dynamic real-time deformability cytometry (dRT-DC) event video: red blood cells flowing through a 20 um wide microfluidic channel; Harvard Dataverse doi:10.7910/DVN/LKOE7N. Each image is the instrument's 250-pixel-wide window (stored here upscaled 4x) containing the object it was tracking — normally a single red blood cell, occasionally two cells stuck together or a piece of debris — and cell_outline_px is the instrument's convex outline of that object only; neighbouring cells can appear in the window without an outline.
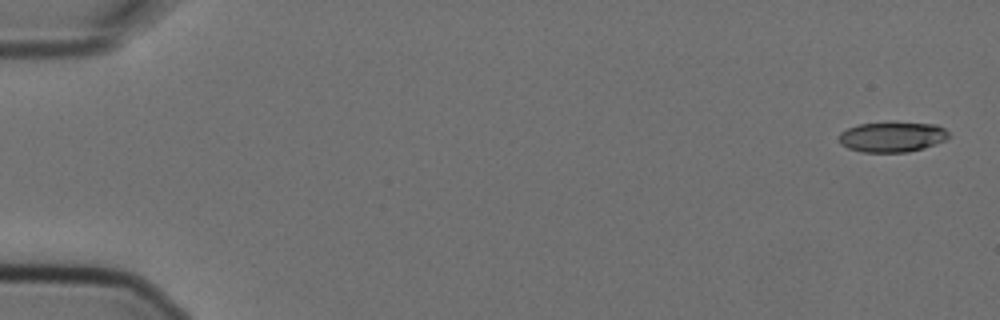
{"species": "Egyptian fruit bat (a non-hibernating species)", "species_latin": "Rousettus aegyptiacus", "temperature_condition": "cold", "stored_images_in_passage": 9, "camera_frame_rate_fps": 3000, "um_per_image_px": 0.085, "animal": {"sex": "female"}, "frame": {"image": 1, "passage_image": 1, "time_ms": 0.0, "image_size_px": [1000, 320], "cell_outline_px": [[948, 136], [944, 140], [936, 144], [924, 148], [908, 152], [860, 152], [848, 148], [840, 144], [840, 132], [848, 128], [860, 124], [888, 120], [936, 124], [944, 128], [948, 132]], "centroid_in_image_um": [75.83, 11.6], "position_along_channel_um": 9.2, "area_um2": 19.88}}
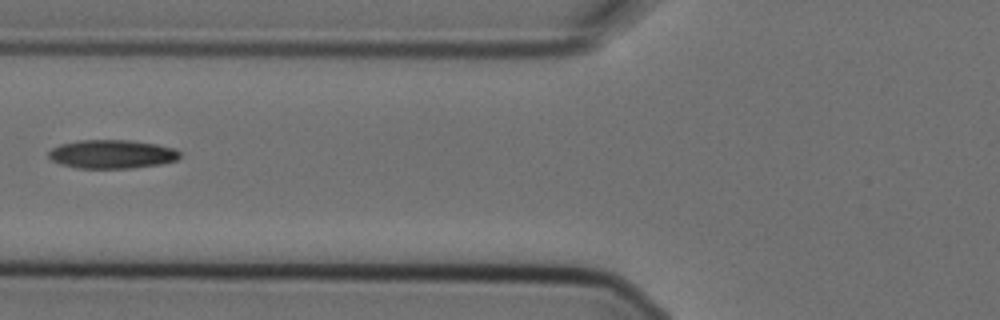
{"frame": {"image": 2, "passage_image": 6, "time_ms": 1.667, "image_size_px": [1000, 320], "cell_outline_px": [[180, 156], [176, 160], [160, 164], [132, 168], [76, 168], [60, 164], [52, 160], [48, 156], [48, 152], [52, 148], [60, 144], [76, 140], [132, 140], [156, 144], [176, 148], [180, 152]], "centroid_in_image_um": [9.51, 13.09], "position_along_channel_um": 116.3, "area_um2": 22.08}}
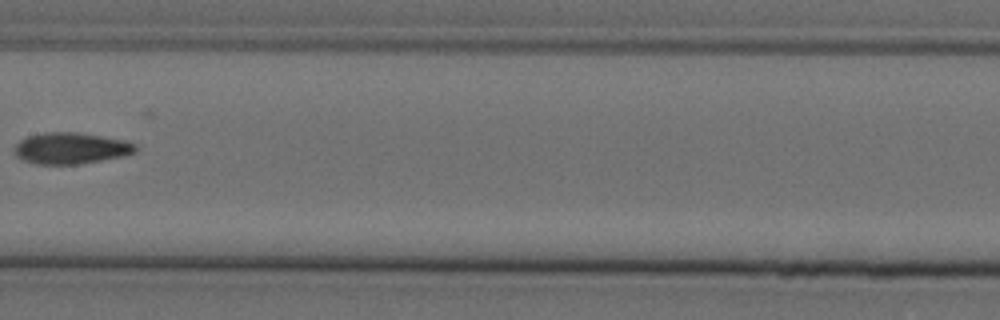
{"frame": {"image": 3, "passage_image": 8, "time_ms": 2.333, "image_size_px": [1000, 320], "cell_outline_px": [[140, 148], [136, 152], [124, 156], [76, 164], [36, 164], [24, 160], [16, 156], [16, 144], [20, 140], [28, 136], [44, 132], [76, 132], [124, 140], [136, 144]], "centroid_in_image_um": [6.06, 12.6], "position_along_channel_um": 201.3, "area_um2": 21.96}}